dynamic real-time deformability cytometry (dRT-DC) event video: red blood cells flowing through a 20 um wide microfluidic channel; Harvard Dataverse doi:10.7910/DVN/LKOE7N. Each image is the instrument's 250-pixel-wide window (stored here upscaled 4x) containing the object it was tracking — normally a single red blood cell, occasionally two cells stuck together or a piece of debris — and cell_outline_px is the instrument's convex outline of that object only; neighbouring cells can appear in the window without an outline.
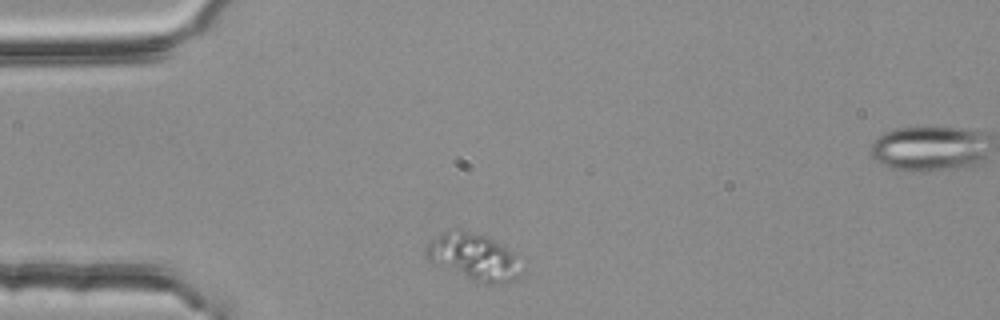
{"species": "common noctule bat (a hibernating species)", "species_latin": "Nyctalus noctula", "temperature_condition": "room temperature", "stored_images_in_passage": 2, "camera_frame_rate_fps": 3000, "um_per_image_px": 0.085, "animal": {"sex": "female", "body_mass_g": 25.1}, "frame": {"image": 1, "passage_image": 1, "time_ms": 0.0, "image_size_px": [1000, 320], "cell_outline_px": [[528, 260], [524, 272], [520, 276], [504, 284], [484, 284], [432, 264], [428, 260], [428, 244], [432, 240], [444, 232], [460, 228], [488, 236]], "centroid_in_image_um": [40.44, 21.85], "position_along_channel_um": 44.6, "area_um2": 26.88}}